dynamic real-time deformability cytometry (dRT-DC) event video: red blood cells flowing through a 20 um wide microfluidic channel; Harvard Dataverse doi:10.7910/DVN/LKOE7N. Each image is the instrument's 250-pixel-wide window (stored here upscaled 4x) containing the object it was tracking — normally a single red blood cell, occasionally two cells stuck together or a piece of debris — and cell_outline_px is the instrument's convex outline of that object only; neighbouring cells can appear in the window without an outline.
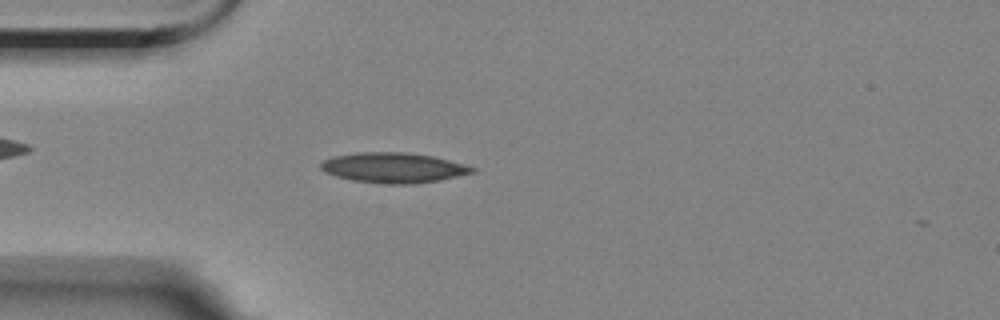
{"species": "Egyptian fruit bat (a non-hibernating species)", "species_latin": "Rousettus aegyptiacus", "temperature_condition": "room temperature", "stored_images_in_passage": 4, "camera_frame_rate_fps": 3000, "um_per_image_px": 0.085, "animal": {"sex": "female"}, "frame": {"image": 1, "passage_image": 4, "time_ms": 3.667, "image_size_px": [1000, 320], "cell_outline_px": [[476, 172], [440, 180], [416, 184], [384, 184], [352, 180], [336, 176], [324, 172], [320, 168], [320, 164], [324, 160], [332, 156], [356, 152], [404, 152], [432, 156], [464, 164], [476, 168]], "centroid_in_image_um": [33.43, 14.26], "position_along_channel_um": 51.6, "area_um2": 26.76}}